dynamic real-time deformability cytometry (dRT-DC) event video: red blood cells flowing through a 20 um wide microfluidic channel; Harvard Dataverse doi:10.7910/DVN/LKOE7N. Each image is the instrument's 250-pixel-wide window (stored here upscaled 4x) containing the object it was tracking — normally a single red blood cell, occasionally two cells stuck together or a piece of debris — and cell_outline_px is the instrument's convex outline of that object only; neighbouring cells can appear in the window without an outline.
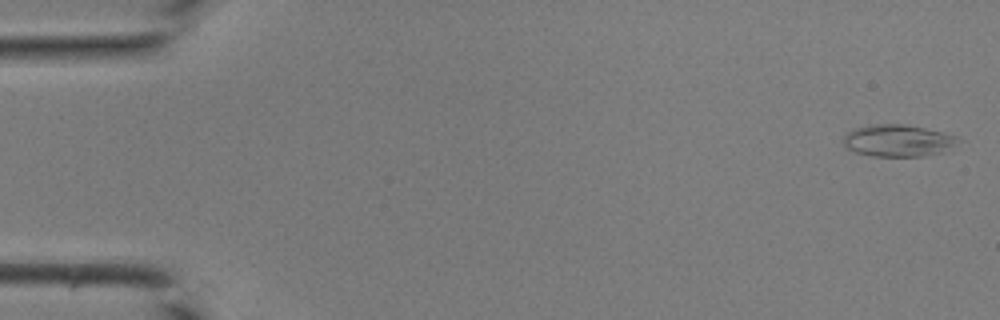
{"species": "common noctule bat (a hibernating species)", "species_latin": "Nyctalus noctula", "temperature_condition": "room temperature", "stored_images_in_passage": 8, "camera_frame_rate_fps": 3000, "um_per_image_px": 0.085, "animal": {"sex": "male", "body_mass_g": 19.0, "forearm_length_mm": 50.8}, "frame": {"image": 1, "passage_image": 1, "time_ms": 0.0, "image_size_px": [1000, 320], "cell_outline_px": [[964, 140], [940, 152], [920, 156], [872, 156], [856, 152], [848, 148], [844, 144], [844, 132], [856, 128], [872, 124], [904, 124], [924, 128], [956, 136]], "centroid_in_image_um": [76.3, 11.94], "position_along_channel_um": 8.7, "area_um2": 21.15}}